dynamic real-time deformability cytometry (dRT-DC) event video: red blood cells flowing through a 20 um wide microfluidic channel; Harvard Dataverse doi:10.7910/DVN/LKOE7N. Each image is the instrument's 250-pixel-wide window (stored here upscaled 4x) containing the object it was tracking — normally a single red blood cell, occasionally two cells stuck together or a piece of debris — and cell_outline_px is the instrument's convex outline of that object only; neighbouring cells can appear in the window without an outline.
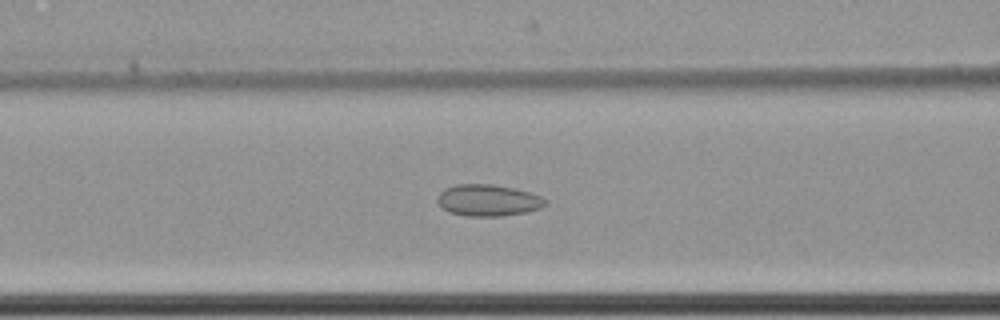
{"species": "common noctule bat (a hibernating species)", "species_latin": "Nyctalus noctula", "temperature_condition": "cold", "stored_images_in_passage": 62, "camera_frame_rate_fps": 3000, "um_per_image_px": 0.085, "animal": {"sex": "female", "body_mass_g": 22.7, "forearm_length_mm": 54.2}, "frame": {"image": 1, "passage_image": 28, "time_ms": 9.0, "image_size_px": [1000, 320], "cell_outline_px": [[548, 204], [540, 208], [528, 212], [500, 216], [464, 216], [448, 212], [436, 200], [440, 192], [444, 188], [456, 184], [492, 184], [516, 188], [540, 196], [548, 200]], "centroid_in_image_um": [41.5, 17.02], "position_along_channel_um": 125.1, "area_um2": 20.06}}
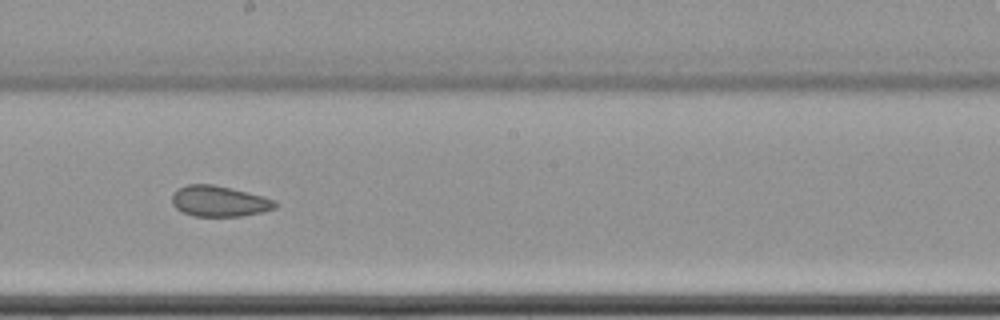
{"frame": {"image": 2, "passage_image": 37, "time_ms": 12.0, "image_size_px": [1000, 320], "cell_outline_px": [[280, 204], [276, 208], [260, 212], [240, 216], [192, 216], [176, 208], [172, 204], [172, 196], [180, 188], [188, 184], [212, 184], [264, 196], [276, 200]], "centroid_in_image_um": [18.67, 17.11], "position_along_channel_um": 229.5, "area_um2": 18.38}}
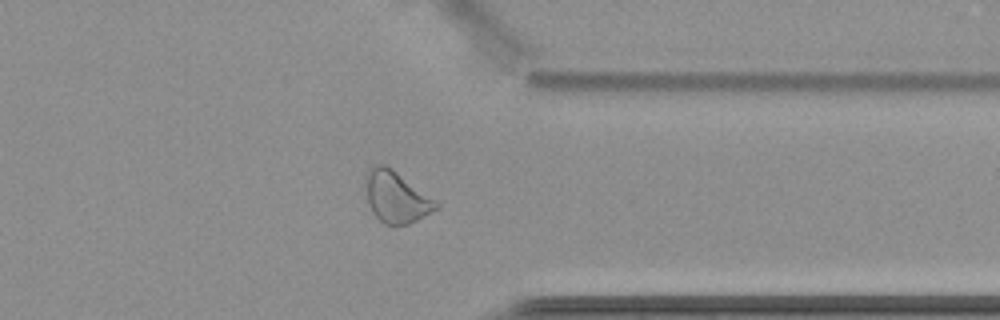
{"frame": {"image": 3, "passage_image": 50, "time_ms": 16.333, "image_size_px": [1000, 320], "cell_outline_px": [[440, 208], [408, 224], [396, 228], [392, 228], [384, 224], [372, 212], [368, 204], [368, 168], [376, 164], [384, 164], [392, 168], [440, 204]], "centroid_in_image_um": [33.71, 16.8], "position_along_channel_um": 377.7, "area_um2": 20.92}, "authors_computed_cell_mechanics": {"area_um2": 22.6287, "velocity_mm_per_s": 3.489, "shape_relaxation_time_tau1_ms": null, "shape_relaxation_time_tau2_ms": 2.9508, "deformation_change_tau1": null, "deformation_change_tau2": 0.0817}}